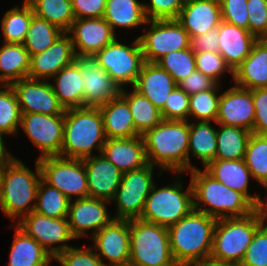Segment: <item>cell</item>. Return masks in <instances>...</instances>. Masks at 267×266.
<instances>
[{
  "mask_svg": "<svg viewBox=\"0 0 267 266\" xmlns=\"http://www.w3.org/2000/svg\"><path fill=\"white\" fill-rule=\"evenodd\" d=\"M217 219L192 210L168 227L170 250L178 266H196L209 262Z\"/></svg>",
  "mask_w": 267,
  "mask_h": 266,
  "instance_id": "1",
  "label": "cell"
},
{
  "mask_svg": "<svg viewBox=\"0 0 267 266\" xmlns=\"http://www.w3.org/2000/svg\"><path fill=\"white\" fill-rule=\"evenodd\" d=\"M142 138L148 164L176 171L177 177L188 172L189 121L163 119Z\"/></svg>",
  "mask_w": 267,
  "mask_h": 266,
  "instance_id": "2",
  "label": "cell"
},
{
  "mask_svg": "<svg viewBox=\"0 0 267 266\" xmlns=\"http://www.w3.org/2000/svg\"><path fill=\"white\" fill-rule=\"evenodd\" d=\"M188 173H191L194 210L221 219L243 217L256 209L242 193L217 181L205 169L195 167Z\"/></svg>",
  "mask_w": 267,
  "mask_h": 266,
  "instance_id": "3",
  "label": "cell"
},
{
  "mask_svg": "<svg viewBox=\"0 0 267 266\" xmlns=\"http://www.w3.org/2000/svg\"><path fill=\"white\" fill-rule=\"evenodd\" d=\"M107 138L98 107L69 108L64 112V133L60 156L85 159L93 149L102 152Z\"/></svg>",
  "mask_w": 267,
  "mask_h": 266,
  "instance_id": "4",
  "label": "cell"
},
{
  "mask_svg": "<svg viewBox=\"0 0 267 266\" xmlns=\"http://www.w3.org/2000/svg\"><path fill=\"white\" fill-rule=\"evenodd\" d=\"M41 179L38 160L36 173L15 157L5 160L0 171V207L2 212L15 220L17 217L21 216L22 218L34 211L37 188ZM33 201L34 203H32Z\"/></svg>",
  "mask_w": 267,
  "mask_h": 266,
  "instance_id": "5",
  "label": "cell"
},
{
  "mask_svg": "<svg viewBox=\"0 0 267 266\" xmlns=\"http://www.w3.org/2000/svg\"><path fill=\"white\" fill-rule=\"evenodd\" d=\"M264 221L260 208L243 217L217 219L209 262L239 266L256 229Z\"/></svg>",
  "mask_w": 267,
  "mask_h": 266,
  "instance_id": "6",
  "label": "cell"
},
{
  "mask_svg": "<svg viewBox=\"0 0 267 266\" xmlns=\"http://www.w3.org/2000/svg\"><path fill=\"white\" fill-rule=\"evenodd\" d=\"M129 264L178 266L171 254L168 229L141 219L130 220Z\"/></svg>",
  "mask_w": 267,
  "mask_h": 266,
  "instance_id": "7",
  "label": "cell"
},
{
  "mask_svg": "<svg viewBox=\"0 0 267 266\" xmlns=\"http://www.w3.org/2000/svg\"><path fill=\"white\" fill-rule=\"evenodd\" d=\"M182 187L177 181L158 189L154 184L140 219L168 228L188 215L194 209L191 182L185 192Z\"/></svg>",
  "mask_w": 267,
  "mask_h": 266,
  "instance_id": "8",
  "label": "cell"
},
{
  "mask_svg": "<svg viewBox=\"0 0 267 266\" xmlns=\"http://www.w3.org/2000/svg\"><path fill=\"white\" fill-rule=\"evenodd\" d=\"M131 46L118 42L116 38L94 55L100 67L120 89L126 84L135 85L145 63L139 38H136Z\"/></svg>",
  "mask_w": 267,
  "mask_h": 266,
  "instance_id": "9",
  "label": "cell"
},
{
  "mask_svg": "<svg viewBox=\"0 0 267 266\" xmlns=\"http://www.w3.org/2000/svg\"><path fill=\"white\" fill-rule=\"evenodd\" d=\"M42 179L69 200L88 197L87 175L83 159L49 156L37 159Z\"/></svg>",
  "mask_w": 267,
  "mask_h": 266,
  "instance_id": "10",
  "label": "cell"
},
{
  "mask_svg": "<svg viewBox=\"0 0 267 266\" xmlns=\"http://www.w3.org/2000/svg\"><path fill=\"white\" fill-rule=\"evenodd\" d=\"M154 166L147 164L138 170L124 173L120 185L113 198L116 202L117 213L114 219H140L146 198L154 186Z\"/></svg>",
  "mask_w": 267,
  "mask_h": 266,
  "instance_id": "11",
  "label": "cell"
},
{
  "mask_svg": "<svg viewBox=\"0 0 267 266\" xmlns=\"http://www.w3.org/2000/svg\"><path fill=\"white\" fill-rule=\"evenodd\" d=\"M150 30L139 36L145 62L155 63L171 51L190 48L188 32L177 19L148 20Z\"/></svg>",
  "mask_w": 267,
  "mask_h": 266,
  "instance_id": "12",
  "label": "cell"
},
{
  "mask_svg": "<svg viewBox=\"0 0 267 266\" xmlns=\"http://www.w3.org/2000/svg\"><path fill=\"white\" fill-rule=\"evenodd\" d=\"M27 235L35 239L53 258L72 247L65 242L75 239L67 218H50L35 211L21 218L16 224ZM63 243L60 246H52Z\"/></svg>",
  "mask_w": 267,
  "mask_h": 266,
  "instance_id": "13",
  "label": "cell"
},
{
  "mask_svg": "<svg viewBox=\"0 0 267 266\" xmlns=\"http://www.w3.org/2000/svg\"><path fill=\"white\" fill-rule=\"evenodd\" d=\"M20 127L39 148L38 159L49 156H60L64 133V113L47 115L39 113L22 114Z\"/></svg>",
  "mask_w": 267,
  "mask_h": 266,
  "instance_id": "14",
  "label": "cell"
},
{
  "mask_svg": "<svg viewBox=\"0 0 267 266\" xmlns=\"http://www.w3.org/2000/svg\"><path fill=\"white\" fill-rule=\"evenodd\" d=\"M84 88V106L99 107L121 92L110 75L100 67L94 56H76Z\"/></svg>",
  "mask_w": 267,
  "mask_h": 266,
  "instance_id": "15",
  "label": "cell"
},
{
  "mask_svg": "<svg viewBox=\"0 0 267 266\" xmlns=\"http://www.w3.org/2000/svg\"><path fill=\"white\" fill-rule=\"evenodd\" d=\"M22 114L60 115L65 112L48 80L24 78L11 84Z\"/></svg>",
  "mask_w": 267,
  "mask_h": 266,
  "instance_id": "16",
  "label": "cell"
},
{
  "mask_svg": "<svg viewBox=\"0 0 267 266\" xmlns=\"http://www.w3.org/2000/svg\"><path fill=\"white\" fill-rule=\"evenodd\" d=\"M92 240L97 256L104 257L108 266H125L129 264L130 257V220L113 219L104 226ZM111 263V264H110Z\"/></svg>",
  "mask_w": 267,
  "mask_h": 266,
  "instance_id": "17",
  "label": "cell"
},
{
  "mask_svg": "<svg viewBox=\"0 0 267 266\" xmlns=\"http://www.w3.org/2000/svg\"><path fill=\"white\" fill-rule=\"evenodd\" d=\"M66 33L76 56H94L117 36L104 18L75 19Z\"/></svg>",
  "mask_w": 267,
  "mask_h": 266,
  "instance_id": "18",
  "label": "cell"
},
{
  "mask_svg": "<svg viewBox=\"0 0 267 266\" xmlns=\"http://www.w3.org/2000/svg\"><path fill=\"white\" fill-rule=\"evenodd\" d=\"M254 118L252 90L234 85L221 94L215 123L241 127L253 133Z\"/></svg>",
  "mask_w": 267,
  "mask_h": 266,
  "instance_id": "19",
  "label": "cell"
},
{
  "mask_svg": "<svg viewBox=\"0 0 267 266\" xmlns=\"http://www.w3.org/2000/svg\"><path fill=\"white\" fill-rule=\"evenodd\" d=\"M74 200H70L67 220L75 239L86 236L87 230L96 234L114 219L108 213L106 204L109 201L91 197Z\"/></svg>",
  "mask_w": 267,
  "mask_h": 266,
  "instance_id": "20",
  "label": "cell"
},
{
  "mask_svg": "<svg viewBox=\"0 0 267 266\" xmlns=\"http://www.w3.org/2000/svg\"><path fill=\"white\" fill-rule=\"evenodd\" d=\"M87 175L88 197L112 201L123 173L102 153L83 159Z\"/></svg>",
  "mask_w": 267,
  "mask_h": 266,
  "instance_id": "21",
  "label": "cell"
},
{
  "mask_svg": "<svg viewBox=\"0 0 267 266\" xmlns=\"http://www.w3.org/2000/svg\"><path fill=\"white\" fill-rule=\"evenodd\" d=\"M75 58L72 40L64 32L45 51L31 56L28 78L52 79L62 68L73 63Z\"/></svg>",
  "mask_w": 267,
  "mask_h": 266,
  "instance_id": "22",
  "label": "cell"
},
{
  "mask_svg": "<svg viewBox=\"0 0 267 266\" xmlns=\"http://www.w3.org/2000/svg\"><path fill=\"white\" fill-rule=\"evenodd\" d=\"M177 21L193 36L207 33L211 28H217L221 21L219 0H191L184 3Z\"/></svg>",
  "mask_w": 267,
  "mask_h": 266,
  "instance_id": "23",
  "label": "cell"
},
{
  "mask_svg": "<svg viewBox=\"0 0 267 266\" xmlns=\"http://www.w3.org/2000/svg\"><path fill=\"white\" fill-rule=\"evenodd\" d=\"M101 153L123 174L148 164L142 135L107 139Z\"/></svg>",
  "mask_w": 267,
  "mask_h": 266,
  "instance_id": "24",
  "label": "cell"
},
{
  "mask_svg": "<svg viewBox=\"0 0 267 266\" xmlns=\"http://www.w3.org/2000/svg\"><path fill=\"white\" fill-rule=\"evenodd\" d=\"M219 53L233 71L251 53L258 39L249 30L221 21L218 26Z\"/></svg>",
  "mask_w": 267,
  "mask_h": 266,
  "instance_id": "25",
  "label": "cell"
},
{
  "mask_svg": "<svg viewBox=\"0 0 267 266\" xmlns=\"http://www.w3.org/2000/svg\"><path fill=\"white\" fill-rule=\"evenodd\" d=\"M204 169L228 188L242 193L256 208L261 207L263 198L257 194H249L248 185L252 176L244 160L215 159L210 161Z\"/></svg>",
  "mask_w": 267,
  "mask_h": 266,
  "instance_id": "26",
  "label": "cell"
},
{
  "mask_svg": "<svg viewBox=\"0 0 267 266\" xmlns=\"http://www.w3.org/2000/svg\"><path fill=\"white\" fill-rule=\"evenodd\" d=\"M133 87L161 111L169 94L177 87V83L156 63L145 62Z\"/></svg>",
  "mask_w": 267,
  "mask_h": 266,
  "instance_id": "27",
  "label": "cell"
},
{
  "mask_svg": "<svg viewBox=\"0 0 267 266\" xmlns=\"http://www.w3.org/2000/svg\"><path fill=\"white\" fill-rule=\"evenodd\" d=\"M232 78L241 88H267V39L253 45L251 53L233 70Z\"/></svg>",
  "mask_w": 267,
  "mask_h": 266,
  "instance_id": "28",
  "label": "cell"
},
{
  "mask_svg": "<svg viewBox=\"0 0 267 266\" xmlns=\"http://www.w3.org/2000/svg\"><path fill=\"white\" fill-rule=\"evenodd\" d=\"M98 108L103 119L107 139L139 136L135 131L128 103L121 94Z\"/></svg>",
  "mask_w": 267,
  "mask_h": 266,
  "instance_id": "29",
  "label": "cell"
},
{
  "mask_svg": "<svg viewBox=\"0 0 267 266\" xmlns=\"http://www.w3.org/2000/svg\"><path fill=\"white\" fill-rule=\"evenodd\" d=\"M52 88L64 109L84 107V88L79 66L73 62L52 77Z\"/></svg>",
  "mask_w": 267,
  "mask_h": 266,
  "instance_id": "30",
  "label": "cell"
},
{
  "mask_svg": "<svg viewBox=\"0 0 267 266\" xmlns=\"http://www.w3.org/2000/svg\"><path fill=\"white\" fill-rule=\"evenodd\" d=\"M3 43L0 47V86L28 78L31 60L23 44Z\"/></svg>",
  "mask_w": 267,
  "mask_h": 266,
  "instance_id": "31",
  "label": "cell"
},
{
  "mask_svg": "<svg viewBox=\"0 0 267 266\" xmlns=\"http://www.w3.org/2000/svg\"><path fill=\"white\" fill-rule=\"evenodd\" d=\"M15 226L9 266H49L54 258L35 239Z\"/></svg>",
  "mask_w": 267,
  "mask_h": 266,
  "instance_id": "32",
  "label": "cell"
},
{
  "mask_svg": "<svg viewBox=\"0 0 267 266\" xmlns=\"http://www.w3.org/2000/svg\"><path fill=\"white\" fill-rule=\"evenodd\" d=\"M210 124L211 121L189 123L188 172L195 168V166H191L190 151H192V155L201 160L204 167L210 161L215 160L217 130Z\"/></svg>",
  "mask_w": 267,
  "mask_h": 266,
  "instance_id": "33",
  "label": "cell"
},
{
  "mask_svg": "<svg viewBox=\"0 0 267 266\" xmlns=\"http://www.w3.org/2000/svg\"><path fill=\"white\" fill-rule=\"evenodd\" d=\"M103 18L115 28H135L148 21L143 3L137 0H107Z\"/></svg>",
  "mask_w": 267,
  "mask_h": 266,
  "instance_id": "34",
  "label": "cell"
},
{
  "mask_svg": "<svg viewBox=\"0 0 267 266\" xmlns=\"http://www.w3.org/2000/svg\"><path fill=\"white\" fill-rule=\"evenodd\" d=\"M120 94L128 103L135 131L139 135H143L163 120L160 110L147 97L141 95L134 88L131 93L126 92L123 88Z\"/></svg>",
  "mask_w": 267,
  "mask_h": 266,
  "instance_id": "35",
  "label": "cell"
},
{
  "mask_svg": "<svg viewBox=\"0 0 267 266\" xmlns=\"http://www.w3.org/2000/svg\"><path fill=\"white\" fill-rule=\"evenodd\" d=\"M220 125L217 130V150L215 159L244 160L246 144L251 131L241 127Z\"/></svg>",
  "mask_w": 267,
  "mask_h": 266,
  "instance_id": "36",
  "label": "cell"
},
{
  "mask_svg": "<svg viewBox=\"0 0 267 266\" xmlns=\"http://www.w3.org/2000/svg\"><path fill=\"white\" fill-rule=\"evenodd\" d=\"M34 15L67 32L75 20L71 0H26Z\"/></svg>",
  "mask_w": 267,
  "mask_h": 266,
  "instance_id": "37",
  "label": "cell"
},
{
  "mask_svg": "<svg viewBox=\"0 0 267 266\" xmlns=\"http://www.w3.org/2000/svg\"><path fill=\"white\" fill-rule=\"evenodd\" d=\"M33 16V9L26 0L22 7L16 6L8 10L1 20L3 41L23 44Z\"/></svg>",
  "mask_w": 267,
  "mask_h": 266,
  "instance_id": "38",
  "label": "cell"
},
{
  "mask_svg": "<svg viewBox=\"0 0 267 266\" xmlns=\"http://www.w3.org/2000/svg\"><path fill=\"white\" fill-rule=\"evenodd\" d=\"M70 200L58 189L40 180L34 211L50 218H67Z\"/></svg>",
  "mask_w": 267,
  "mask_h": 266,
  "instance_id": "39",
  "label": "cell"
},
{
  "mask_svg": "<svg viewBox=\"0 0 267 266\" xmlns=\"http://www.w3.org/2000/svg\"><path fill=\"white\" fill-rule=\"evenodd\" d=\"M63 33L64 32L55 25L34 15L23 45L31 57L45 51Z\"/></svg>",
  "mask_w": 267,
  "mask_h": 266,
  "instance_id": "40",
  "label": "cell"
},
{
  "mask_svg": "<svg viewBox=\"0 0 267 266\" xmlns=\"http://www.w3.org/2000/svg\"><path fill=\"white\" fill-rule=\"evenodd\" d=\"M244 162L252 178L267 189V135L251 133L246 144Z\"/></svg>",
  "mask_w": 267,
  "mask_h": 266,
  "instance_id": "41",
  "label": "cell"
},
{
  "mask_svg": "<svg viewBox=\"0 0 267 266\" xmlns=\"http://www.w3.org/2000/svg\"><path fill=\"white\" fill-rule=\"evenodd\" d=\"M155 63L167 71L177 84L196 70L195 53L191 47L180 51H171Z\"/></svg>",
  "mask_w": 267,
  "mask_h": 266,
  "instance_id": "42",
  "label": "cell"
},
{
  "mask_svg": "<svg viewBox=\"0 0 267 266\" xmlns=\"http://www.w3.org/2000/svg\"><path fill=\"white\" fill-rule=\"evenodd\" d=\"M0 90V130L5 135H14L21 125L22 112L11 85H2Z\"/></svg>",
  "mask_w": 267,
  "mask_h": 266,
  "instance_id": "43",
  "label": "cell"
},
{
  "mask_svg": "<svg viewBox=\"0 0 267 266\" xmlns=\"http://www.w3.org/2000/svg\"><path fill=\"white\" fill-rule=\"evenodd\" d=\"M219 84L213 89L204 90L189 96V116L199 121L216 122L218 115L219 99L217 95Z\"/></svg>",
  "mask_w": 267,
  "mask_h": 266,
  "instance_id": "44",
  "label": "cell"
},
{
  "mask_svg": "<svg viewBox=\"0 0 267 266\" xmlns=\"http://www.w3.org/2000/svg\"><path fill=\"white\" fill-rule=\"evenodd\" d=\"M239 266H267V223L256 229Z\"/></svg>",
  "mask_w": 267,
  "mask_h": 266,
  "instance_id": "45",
  "label": "cell"
},
{
  "mask_svg": "<svg viewBox=\"0 0 267 266\" xmlns=\"http://www.w3.org/2000/svg\"><path fill=\"white\" fill-rule=\"evenodd\" d=\"M61 266H108L101 260L94 248L90 246L86 249L78 247H70L67 250L59 253L55 258Z\"/></svg>",
  "mask_w": 267,
  "mask_h": 266,
  "instance_id": "46",
  "label": "cell"
},
{
  "mask_svg": "<svg viewBox=\"0 0 267 266\" xmlns=\"http://www.w3.org/2000/svg\"><path fill=\"white\" fill-rule=\"evenodd\" d=\"M160 112L164 120L188 121L189 95L177 86Z\"/></svg>",
  "mask_w": 267,
  "mask_h": 266,
  "instance_id": "47",
  "label": "cell"
},
{
  "mask_svg": "<svg viewBox=\"0 0 267 266\" xmlns=\"http://www.w3.org/2000/svg\"><path fill=\"white\" fill-rule=\"evenodd\" d=\"M196 70L200 71L204 75L211 77L218 84L219 77L225 71L233 73L230 67L225 63L224 58L220 53L213 52H200L195 53Z\"/></svg>",
  "mask_w": 267,
  "mask_h": 266,
  "instance_id": "48",
  "label": "cell"
},
{
  "mask_svg": "<svg viewBox=\"0 0 267 266\" xmlns=\"http://www.w3.org/2000/svg\"><path fill=\"white\" fill-rule=\"evenodd\" d=\"M248 30L258 40L267 39V0H247Z\"/></svg>",
  "mask_w": 267,
  "mask_h": 266,
  "instance_id": "49",
  "label": "cell"
},
{
  "mask_svg": "<svg viewBox=\"0 0 267 266\" xmlns=\"http://www.w3.org/2000/svg\"><path fill=\"white\" fill-rule=\"evenodd\" d=\"M183 0H150L149 4L143 3L147 20L176 19L184 6Z\"/></svg>",
  "mask_w": 267,
  "mask_h": 266,
  "instance_id": "50",
  "label": "cell"
},
{
  "mask_svg": "<svg viewBox=\"0 0 267 266\" xmlns=\"http://www.w3.org/2000/svg\"><path fill=\"white\" fill-rule=\"evenodd\" d=\"M223 21L248 30L247 0H219Z\"/></svg>",
  "mask_w": 267,
  "mask_h": 266,
  "instance_id": "51",
  "label": "cell"
},
{
  "mask_svg": "<svg viewBox=\"0 0 267 266\" xmlns=\"http://www.w3.org/2000/svg\"><path fill=\"white\" fill-rule=\"evenodd\" d=\"M255 107L253 133L267 135V88L252 90Z\"/></svg>",
  "mask_w": 267,
  "mask_h": 266,
  "instance_id": "52",
  "label": "cell"
},
{
  "mask_svg": "<svg viewBox=\"0 0 267 266\" xmlns=\"http://www.w3.org/2000/svg\"><path fill=\"white\" fill-rule=\"evenodd\" d=\"M217 84L211 77L195 70L180 81L177 86L190 96L204 90L213 89Z\"/></svg>",
  "mask_w": 267,
  "mask_h": 266,
  "instance_id": "53",
  "label": "cell"
},
{
  "mask_svg": "<svg viewBox=\"0 0 267 266\" xmlns=\"http://www.w3.org/2000/svg\"><path fill=\"white\" fill-rule=\"evenodd\" d=\"M107 0H71L75 19L103 18Z\"/></svg>",
  "mask_w": 267,
  "mask_h": 266,
  "instance_id": "54",
  "label": "cell"
},
{
  "mask_svg": "<svg viewBox=\"0 0 267 266\" xmlns=\"http://www.w3.org/2000/svg\"><path fill=\"white\" fill-rule=\"evenodd\" d=\"M218 27L211 28L207 33L199 34L191 38L190 47L194 53L213 52L219 53Z\"/></svg>",
  "mask_w": 267,
  "mask_h": 266,
  "instance_id": "55",
  "label": "cell"
},
{
  "mask_svg": "<svg viewBox=\"0 0 267 266\" xmlns=\"http://www.w3.org/2000/svg\"><path fill=\"white\" fill-rule=\"evenodd\" d=\"M3 134L5 133L0 130V160L5 161L14 158V155H12L10 152H7L8 150L5 147Z\"/></svg>",
  "mask_w": 267,
  "mask_h": 266,
  "instance_id": "56",
  "label": "cell"
},
{
  "mask_svg": "<svg viewBox=\"0 0 267 266\" xmlns=\"http://www.w3.org/2000/svg\"><path fill=\"white\" fill-rule=\"evenodd\" d=\"M266 198V201L262 202V205L260 207V209L262 210V213H263V216H264V220L266 221L267 220V197Z\"/></svg>",
  "mask_w": 267,
  "mask_h": 266,
  "instance_id": "57",
  "label": "cell"
},
{
  "mask_svg": "<svg viewBox=\"0 0 267 266\" xmlns=\"http://www.w3.org/2000/svg\"><path fill=\"white\" fill-rule=\"evenodd\" d=\"M196 266H233V265H219V264H214V263H211V262H205L203 264H199V265H196Z\"/></svg>",
  "mask_w": 267,
  "mask_h": 266,
  "instance_id": "58",
  "label": "cell"
},
{
  "mask_svg": "<svg viewBox=\"0 0 267 266\" xmlns=\"http://www.w3.org/2000/svg\"><path fill=\"white\" fill-rule=\"evenodd\" d=\"M3 162H4V160H0V171H1V167L3 165Z\"/></svg>",
  "mask_w": 267,
  "mask_h": 266,
  "instance_id": "59",
  "label": "cell"
}]
</instances>
